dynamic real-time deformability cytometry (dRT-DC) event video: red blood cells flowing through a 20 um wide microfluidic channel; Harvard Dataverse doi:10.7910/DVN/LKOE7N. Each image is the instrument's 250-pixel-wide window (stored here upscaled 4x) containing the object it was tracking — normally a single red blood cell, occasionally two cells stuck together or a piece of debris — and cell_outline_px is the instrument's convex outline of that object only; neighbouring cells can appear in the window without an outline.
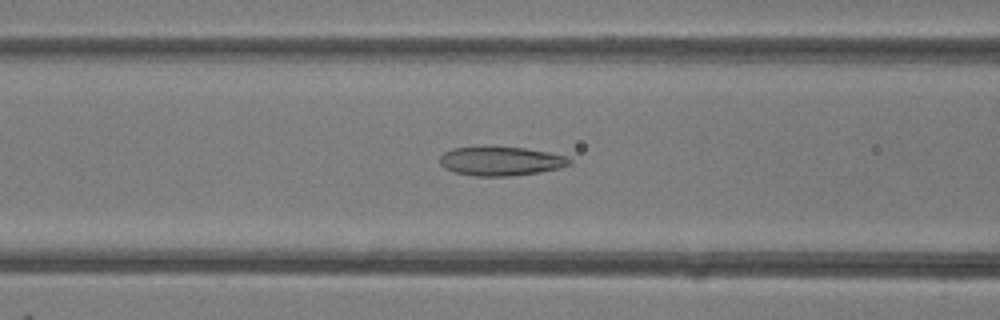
{"species": "common noctule bat (a hibernating species)", "species_latin": "Nyctalus noctula", "temperature_condition": "room temperature", "stored_images_in_passage": 48, "camera_frame_rate_fps": 3000, "um_per_image_px": 0.085, "animal": {"sex": "female"}, "frame": {"image": 1, "passage_image": 19, "time_ms": 6.0, "image_size_px": [1000, 320], "cell_outline_px": [[572, 164], [560, 168], [540, 172], [508, 176], [476, 176], [456, 172], [444, 168], [440, 164], [440, 156], [444, 152], [452, 148], [524, 148], [548, 152], [564, 156], [572, 160]], "centroid_in_image_um": [42.59, 13.71], "position_along_channel_um": 124.0, "area_um2": 21.5}}
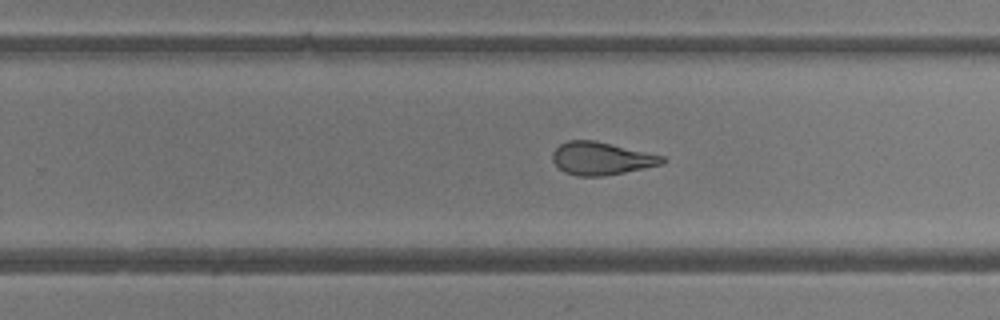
{"frame": {"image": 2, "passage_image": 30, "time_ms": 9.667, "image_size_px": [1000, 320], "cell_outline_px": [[668, 160], [664, 164], [604, 176], [576, 176], [564, 172], [552, 160], [552, 152], [560, 144], [568, 140], [592, 140], [664, 156]], "centroid_in_image_um": [51.11, 13.48], "position_along_channel_um": 278.7, "area_um2": 20.87}}
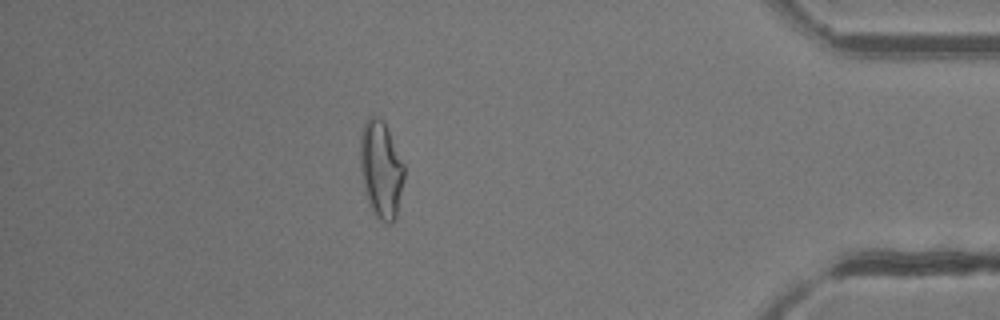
{"frame": {"image": 3, "passage_image": 42, "time_ms": 13.667, "image_size_px": [1000, 320], "cell_outline_px": [[404, 180], [396, 220], [388, 224], [380, 220], [372, 212], [368, 204], [364, 192], [360, 164], [360, 136], [364, 124], [368, 116], [376, 116], [384, 120], [404, 164]], "centroid_in_image_um": [32.38, 14.42], "position_along_channel_um": 402.8, "area_um2": 25.32}, "authors_computed_cell_mechanics": {"area_um2": 23.698, "velocity_mm_per_s": 4.2219, "shape_relaxation_time_tau1_ms": null, "shape_relaxation_time_tau2_ms": 1.9533, "deformation_change_tau1": null, "deformation_change_tau2": 0.1022}}